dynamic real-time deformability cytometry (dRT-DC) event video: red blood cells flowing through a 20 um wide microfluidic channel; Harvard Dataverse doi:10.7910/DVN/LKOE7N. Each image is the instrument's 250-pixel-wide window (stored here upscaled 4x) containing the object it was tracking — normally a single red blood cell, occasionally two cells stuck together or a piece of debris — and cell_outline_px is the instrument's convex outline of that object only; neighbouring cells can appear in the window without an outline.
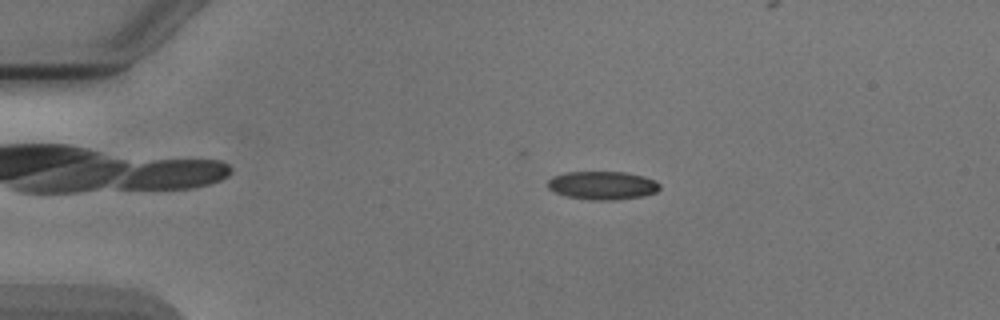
{"species": "Egyptian fruit bat (a non-hibernating species)", "species_latin": "Rousettus aegyptiacus", "temperature_condition": "cold", "stored_images_in_passage": 32, "camera_frame_rate_fps": 3000, "um_per_image_px": 0.085, "animal": {"sex": "male"}, "frame": {"image": 1, "passage_image": 11, "time_ms": 3.333, "image_size_px": [1000, 320], "cell_outline_px": [[660, 188], [656, 192], [644, 196], [616, 200], [588, 200], [564, 196], [548, 188], [548, 180], [552, 176], [564, 172], [624, 172], [644, 176], [656, 180], [660, 184]], "centroid_in_image_um": [51.22, 15.76], "position_along_channel_um": 33.8, "area_um2": 18.73}}
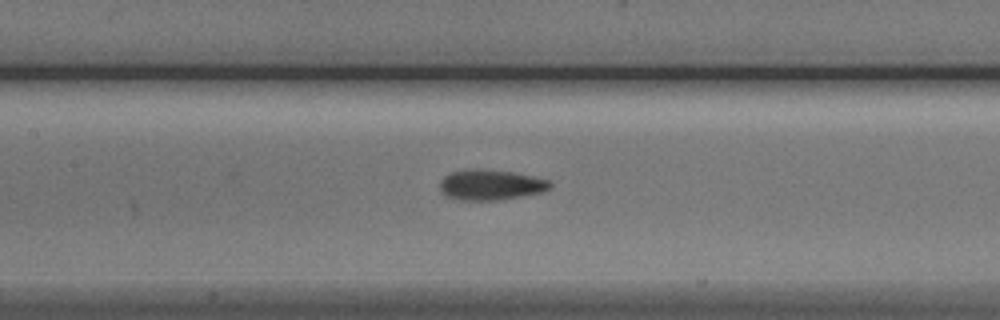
{"frame": {"image": 2, "passage_image": 25, "time_ms": 8.0, "image_size_px": [1000, 320], "cell_outline_px": [[552, 188], [544, 192], [496, 200], [460, 200], [444, 196], [440, 192], [440, 180], [444, 176], [452, 172], [472, 168], [480, 168], [512, 172], [532, 176], [548, 180], [552, 184]], "centroid_in_image_um": [41.68, 15.71], "position_along_channel_um": 165.7, "area_um2": 19.71}}
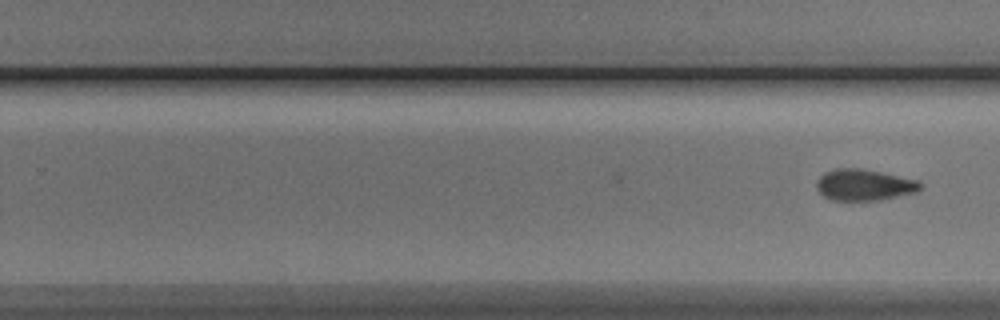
{"frame": {"image": 3, "passage_image": 32, "time_ms": 10.333, "image_size_px": [1000, 320], "cell_outline_px": [[920, 188], [916, 192], [880, 200], [832, 200], [824, 196], [816, 188], [816, 180], [824, 172], [832, 168], [860, 168], [920, 180]], "centroid_in_image_um": [73.42, 15.7], "position_along_channel_um": 256.4, "area_um2": 18.96}}